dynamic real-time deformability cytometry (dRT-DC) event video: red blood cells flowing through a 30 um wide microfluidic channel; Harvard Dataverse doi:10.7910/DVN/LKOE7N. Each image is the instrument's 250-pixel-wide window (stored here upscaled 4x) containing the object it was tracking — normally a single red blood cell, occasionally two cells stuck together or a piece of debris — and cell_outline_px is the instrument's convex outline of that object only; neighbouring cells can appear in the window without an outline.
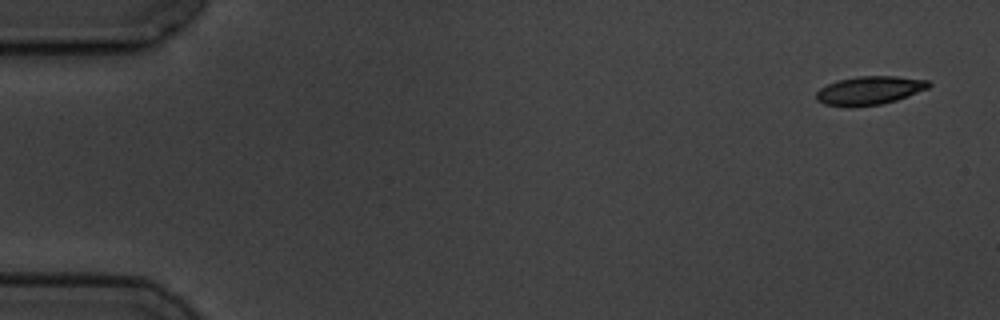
{"species": "common noctule bat (a hibernating species)", "species_latin": "Nyctalus noctula", "temperature_condition": "cold", "stored_images_in_passage": 5, "camera_frame_rate_fps": 3000, "um_per_image_px": 0.085, "animal": {"sex": "male", "body_mass_g": 19.5, "forearm_length_mm": 54.6}, "frame": {"image": 1, "passage_image": 1, "time_ms": 0.0, "image_size_px": [1000, 320], "cell_outline_px": [[932, 84], [928, 88], [908, 96], [896, 100], [880, 104], [848, 108], [824, 104], [816, 100], [816, 92], [820, 88], [828, 84], [840, 80], [856, 76], [896, 76], [928, 80]], "centroid_in_image_um": [73.89, 7.7], "position_along_channel_um": 11.1, "area_um2": 18.79}}
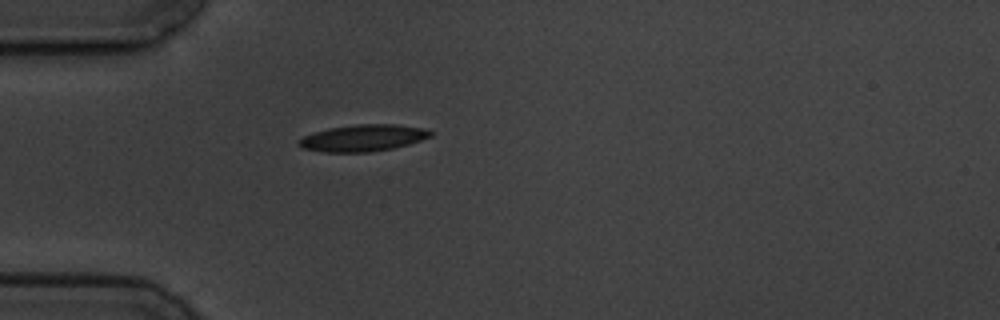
{"frame": {"image": 2, "passage_image": 5, "time_ms": 4.667, "image_size_px": [1000, 320], "cell_outline_px": [[432, 136], [396, 148], [368, 152], [324, 152], [304, 148], [296, 144], [304, 136], [312, 132], [328, 128], [356, 124], [396, 124], [424, 128], [432, 132]], "centroid_in_image_um": [30.86, 11.72], "position_along_channel_um": 54.1, "area_um2": 20.52}}